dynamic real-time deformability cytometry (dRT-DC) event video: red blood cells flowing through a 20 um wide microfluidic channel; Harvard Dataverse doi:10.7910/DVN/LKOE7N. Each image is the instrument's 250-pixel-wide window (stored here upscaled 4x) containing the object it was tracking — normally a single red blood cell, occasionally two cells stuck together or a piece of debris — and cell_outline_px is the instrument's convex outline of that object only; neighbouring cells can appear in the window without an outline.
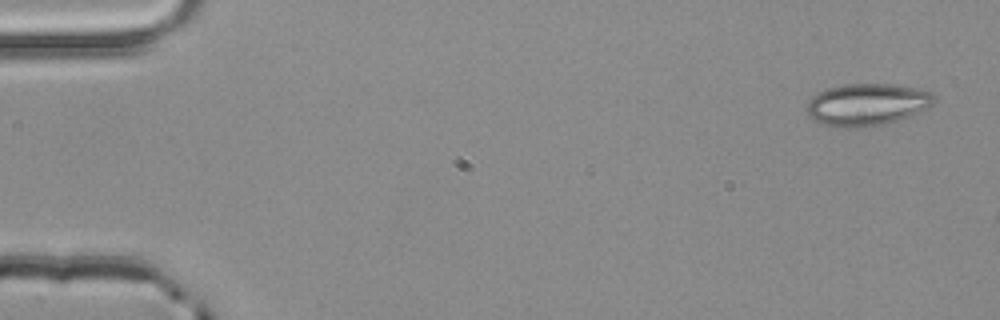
{"species": "common noctule bat (a hibernating species)", "species_latin": "Nyctalus noctula", "temperature_condition": "room temperature", "stored_images_in_passage": 4, "camera_frame_rate_fps": 3000, "um_per_image_px": 0.085, "animal": {"sex": "male", "body_mass_g": 20.4}, "frame": {"image": 1, "passage_image": 1, "time_ms": 0.0, "image_size_px": [1000, 320], "cell_outline_px": [[936, 100], [928, 108], [908, 116], [872, 128], [848, 128], [824, 124], [808, 116], [808, 100], [816, 92], [828, 88], [844, 84], [892, 84], [916, 88], [932, 92], [936, 96]], "centroid_in_image_um": [73.71, 8.88], "position_along_channel_um": 11.3, "area_um2": 31.39}}